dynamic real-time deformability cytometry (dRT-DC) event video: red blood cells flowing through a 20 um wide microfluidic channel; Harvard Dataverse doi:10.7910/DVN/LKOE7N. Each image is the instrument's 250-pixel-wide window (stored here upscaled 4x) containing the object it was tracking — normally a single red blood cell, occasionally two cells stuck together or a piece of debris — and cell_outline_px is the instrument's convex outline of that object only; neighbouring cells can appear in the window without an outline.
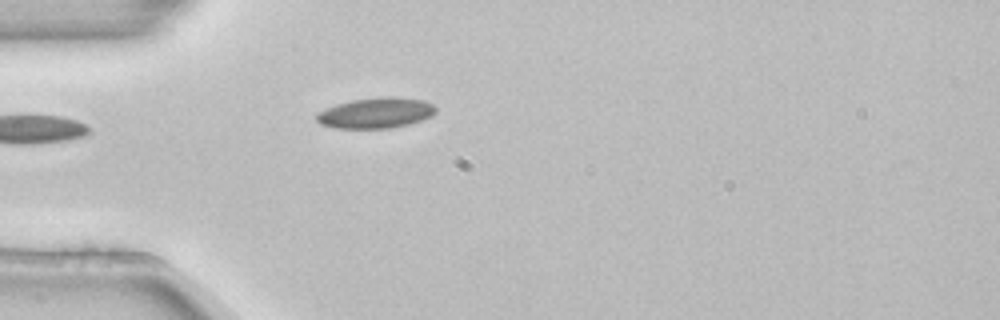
{"species": "common noctule bat (a hibernating species)", "species_latin": "Nyctalus noctula", "temperature_condition": "room temperature", "stored_images_in_passage": 4, "camera_frame_rate_fps": 3000, "um_per_image_px": 0.085, "animal": {"sex": "female", "body_mass_g": 22.7, "forearm_length_mm": 54.2}, "frame": {"image": 1, "passage_image": 4, "time_ms": 1.0, "image_size_px": [1000, 320], "cell_outline_px": [[436, 112], [432, 116], [408, 124], [392, 128], [332, 128], [320, 124], [316, 120], [316, 112], [336, 104], [352, 100], [384, 96], [388, 96], [420, 100], [432, 104], [436, 108]], "centroid_in_image_um": [31.9, 9.61], "position_along_channel_um": 53.1, "area_um2": 21.21}}